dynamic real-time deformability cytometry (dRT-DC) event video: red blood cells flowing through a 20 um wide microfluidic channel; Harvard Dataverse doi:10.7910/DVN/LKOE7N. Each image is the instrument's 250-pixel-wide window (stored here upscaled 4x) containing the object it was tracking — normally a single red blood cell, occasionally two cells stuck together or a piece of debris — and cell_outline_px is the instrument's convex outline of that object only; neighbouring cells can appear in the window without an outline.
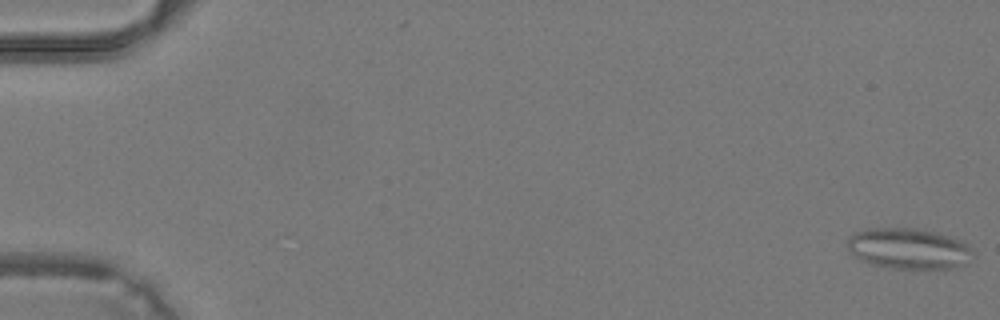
{"species": "common noctule bat (a hibernating species)", "species_latin": "Nyctalus noctula", "temperature_condition": "warm", "stored_images_in_passage": 21, "camera_frame_rate_fps": 3000, "um_per_image_px": 0.085, "animal": {"sex": "male", "body_mass_g": 19.2, "forearm_length_mm": 51.8}, "frame": {"image": 1, "passage_image": 1, "time_ms": 0.0, "image_size_px": [1000, 320], "cell_outline_px": [[976, 252], [968, 264], [960, 268], [888, 268], [872, 264], [860, 260], [848, 248], [848, 240], [852, 232], [868, 228], [916, 228], [936, 232], [964, 240]], "centroid_in_image_um": [77.32, 21.13], "position_along_channel_um": 7.7, "area_um2": 30.4}}
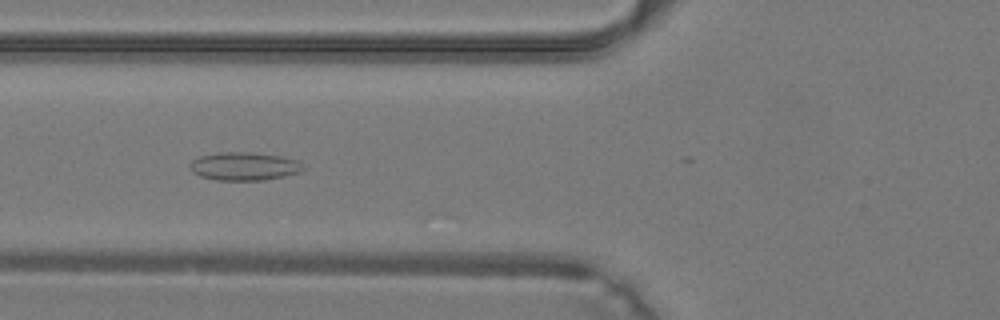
{"frame": {"image": 2, "passage_image": 17, "time_ms": 5.333, "image_size_px": [1000, 320], "cell_outline_px": [[304, 168], [300, 172], [284, 176], [264, 180], [216, 180], [200, 176], [192, 172], [188, 164], [192, 160], [200, 156], [220, 152], [252, 152], [280, 156], [300, 160], [304, 164]], "centroid_in_image_um": [20.77, 14.13], "position_along_channel_um": 105.0, "area_um2": 18.79}}
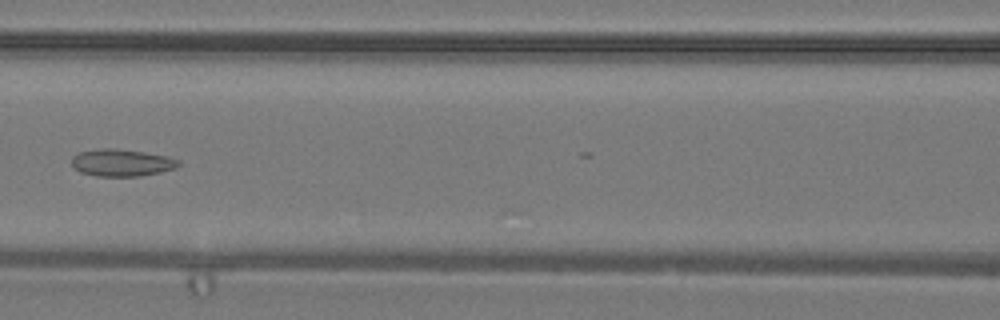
{"frame": {"image": 3, "passage_image": 20, "time_ms": 6.333, "image_size_px": [1000, 320], "cell_outline_px": [[180, 164], [176, 168], [160, 172], [140, 176], [96, 176], [80, 172], [72, 164], [72, 156], [80, 152], [100, 148], [116, 148], [144, 152], [168, 156], [180, 160]], "centroid_in_image_um": [10.36, 13.82], "position_along_channel_um": 156.2, "area_um2": 16.94}}